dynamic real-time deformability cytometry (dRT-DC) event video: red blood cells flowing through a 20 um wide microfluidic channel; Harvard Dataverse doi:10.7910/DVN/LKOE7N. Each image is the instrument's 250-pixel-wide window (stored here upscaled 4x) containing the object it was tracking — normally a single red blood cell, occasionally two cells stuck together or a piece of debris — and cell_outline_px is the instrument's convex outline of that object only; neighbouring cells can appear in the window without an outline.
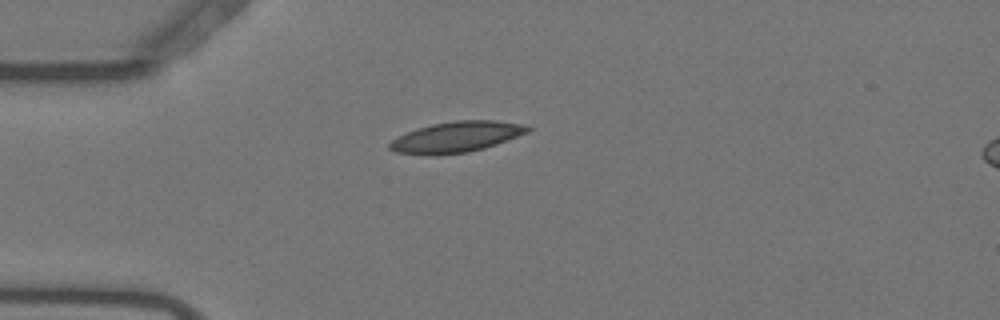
{"species": "Egyptian fruit bat (a non-hibernating species)", "species_latin": "Rousettus aegyptiacus", "temperature_condition": "warm", "stored_images_in_passage": 42, "camera_frame_rate_fps": 3000, "um_per_image_px": 0.085, "animal": {"sex": "female"}, "frame": {"image": 1, "passage_image": 1, "time_ms": 0.0, "image_size_px": [1000, 320], "cell_outline_px": [[532, 128], [528, 132], [496, 144], [484, 148], [468, 152], [436, 156], [428, 156], [396, 152], [388, 148], [388, 144], [392, 140], [408, 132], [432, 124], [456, 120], [496, 120], [520, 124]], "centroid_in_image_um": [38.77, 11.66], "position_along_channel_um": 46.2, "area_um2": 24.62}}
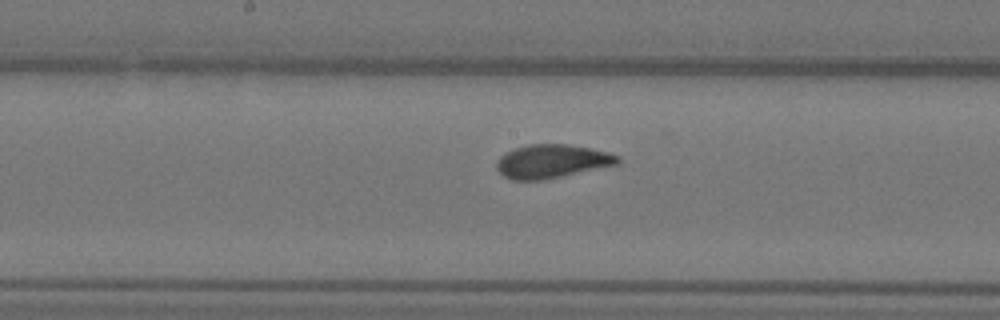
{"frame": {"image": 2, "passage_image": 15, "time_ms": 4.667, "image_size_px": [1000, 320], "cell_outline_px": [[620, 160], [616, 164], [560, 176], [540, 180], [512, 180], [504, 176], [496, 168], [496, 164], [500, 156], [516, 148], [528, 144], [568, 144], [608, 152], [620, 156]], "centroid_in_image_um": [46.88, 13.7], "position_along_channel_um": 201.3, "area_um2": 23.24}}
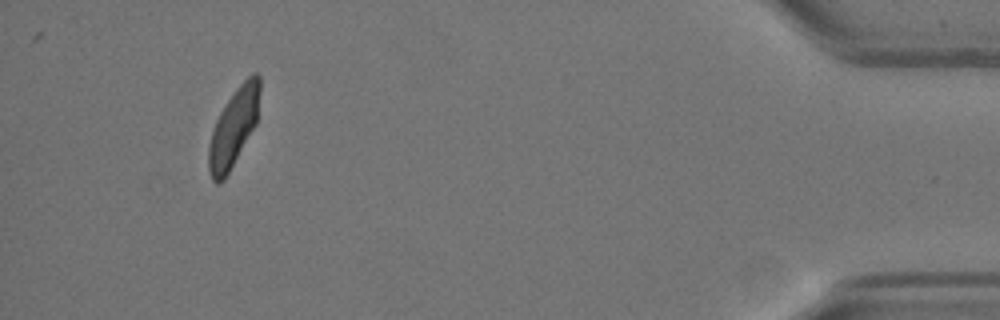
{"frame": {"image": 3, "passage_image": 38, "time_ms": 12.333, "image_size_px": [1000, 320], "cell_outline_px": [[260, 92], [256, 124], [224, 180], [220, 184], [216, 184], [212, 180], [208, 168], [208, 148], [212, 132], [216, 120], [220, 112], [236, 88], [252, 72], [256, 72], [260, 76]], "centroid_in_image_um": [19.86, 10.84], "position_along_channel_um": 415.3, "area_um2": 23.06}, "authors_computed_cell_mechanics": {"area_um2": 23.698, "velocity_mm_per_s": 3.679, "shape_relaxation_time_tau1_ms": 5.4435, "shape_relaxation_time_tau2_ms": 0.9881, "deformation_change_tau1": 0.1639, "deformation_change_tau2": 0.0705}}